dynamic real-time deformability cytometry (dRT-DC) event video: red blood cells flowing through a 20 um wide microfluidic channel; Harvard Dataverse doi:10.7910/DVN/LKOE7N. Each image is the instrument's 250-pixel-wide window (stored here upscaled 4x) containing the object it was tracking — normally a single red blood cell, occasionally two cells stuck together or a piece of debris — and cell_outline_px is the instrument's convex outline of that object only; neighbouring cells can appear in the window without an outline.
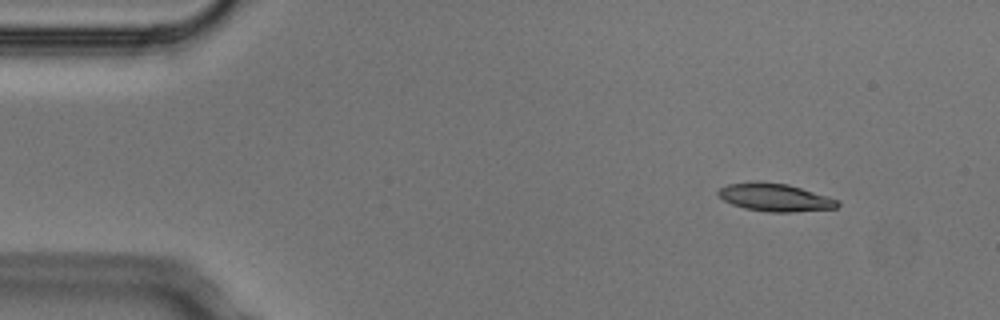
{"species": "Egyptian fruit bat (a non-hibernating species)", "species_latin": "Rousettus aegyptiacus", "temperature_condition": "cold", "stored_images_in_passage": 4, "camera_frame_rate_fps": 3000, "um_per_image_px": 0.085, "animal": {"sex": "male"}, "frame": {"image": 1, "passage_image": 1, "time_ms": 0.0, "image_size_px": [1000, 320], "cell_outline_px": [[840, 204], [836, 208], [792, 212], [768, 212], [744, 208], [732, 204], [724, 200], [716, 192], [720, 188], [728, 184], [756, 180], [760, 180], [788, 184], [828, 196], [840, 200]], "centroid_in_image_um": [65.88, 16.76], "position_along_channel_um": 19.1, "area_um2": 19.59}}